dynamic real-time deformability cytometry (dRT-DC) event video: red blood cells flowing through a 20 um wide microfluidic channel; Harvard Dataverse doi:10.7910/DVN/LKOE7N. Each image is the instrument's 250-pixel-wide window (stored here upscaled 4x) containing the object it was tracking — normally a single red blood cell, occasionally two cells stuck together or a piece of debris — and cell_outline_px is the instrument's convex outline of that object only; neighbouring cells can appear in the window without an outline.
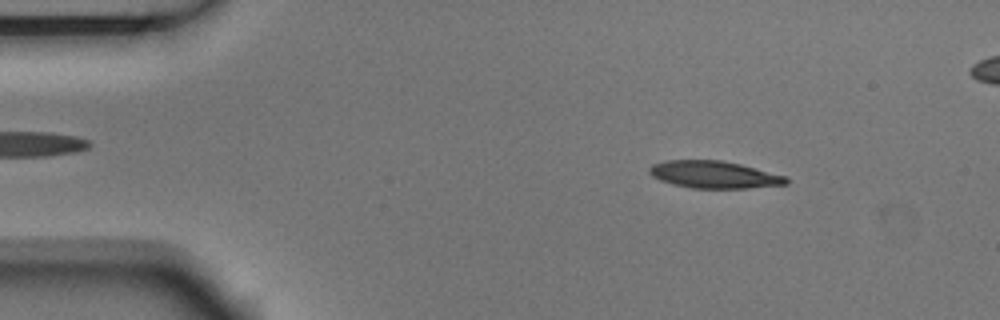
{"species": "Egyptian fruit bat (a non-hibernating species)", "species_latin": "Rousettus aegyptiacus", "temperature_condition": "room temperature", "stored_images_in_passage": 3, "camera_frame_rate_fps": 3000, "um_per_image_px": 0.085, "animal": {"sex": "male"}, "frame": {"image": 1, "passage_image": 1, "time_ms": 0.0, "image_size_px": [1000, 320], "cell_outline_px": [[788, 184], [748, 188], [692, 188], [672, 184], [660, 180], [652, 176], [648, 172], [648, 168], [652, 164], [668, 160], [720, 160], [740, 164], [788, 176]], "centroid_in_image_um": [60.7, 14.84], "position_along_channel_um": 24.3, "area_um2": 21.79}}